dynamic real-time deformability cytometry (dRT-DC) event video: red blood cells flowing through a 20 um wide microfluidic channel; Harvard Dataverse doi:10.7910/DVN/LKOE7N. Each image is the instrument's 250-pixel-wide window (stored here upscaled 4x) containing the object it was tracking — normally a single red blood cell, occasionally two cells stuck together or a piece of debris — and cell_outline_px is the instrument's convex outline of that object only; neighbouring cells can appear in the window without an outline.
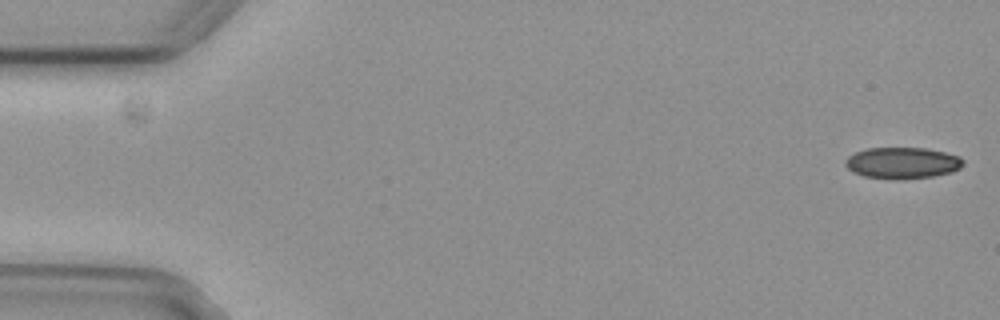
{"species": "common noctule bat (a hibernating species)", "species_latin": "Nyctalus noctula", "temperature_condition": "cold", "stored_images_in_passage": 55, "camera_frame_rate_fps": 3000, "um_per_image_px": 0.085, "animal": {"sex": "female", "body_mass_g": 29.2, "forearm_length_mm": 56.3}, "frame": {"image": 1, "passage_image": 1, "time_ms": 0.0, "image_size_px": [1000, 320], "cell_outline_px": [[964, 164], [960, 168], [952, 172], [932, 176], [904, 180], [864, 176], [848, 168], [844, 164], [844, 160], [848, 156], [856, 152], [868, 148], [924, 148], [944, 152], [960, 156], [964, 160]], "centroid_in_image_um": [76.73, 13.85], "position_along_channel_um": 8.3, "area_um2": 21.5}}
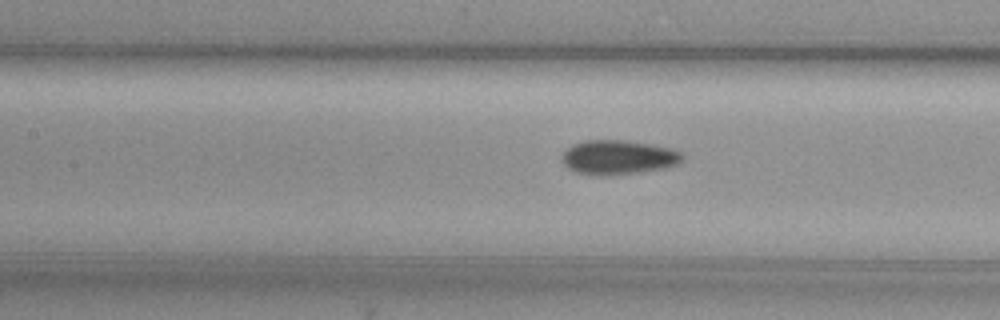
{"frame": {"image": 2, "passage_image": 24, "time_ms": 7.667, "image_size_px": [1000, 320], "cell_outline_px": [[684, 156], [676, 164], [668, 168], [640, 172], [604, 176], [592, 176], [576, 172], [568, 168], [564, 164], [564, 152], [572, 144], [584, 140], [628, 140], [652, 144], [672, 148], [680, 152]], "centroid_in_image_um": [52.57, 13.37], "position_along_channel_um": 154.8, "area_um2": 24.28}}
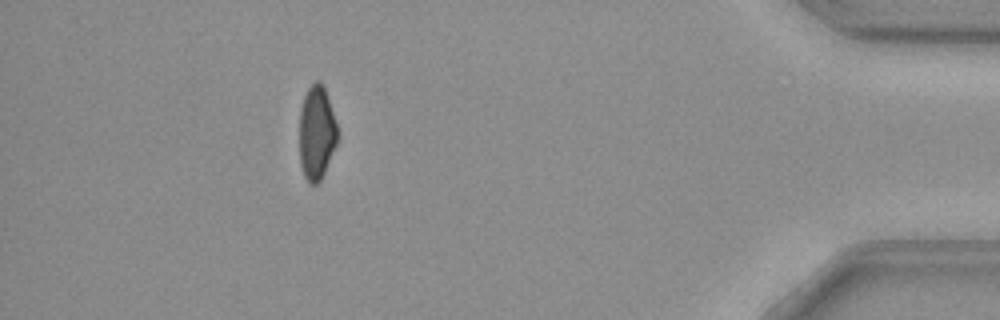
{"frame": {"image": 3, "passage_image": 49, "time_ms": 16.0, "image_size_px": [1000, 320], "cell_outline_px": [[336, 144], [324, 172], [320, 180], [316, 184], [312, 184], [304, 176], [300, 164], [300, 108], [304, 96], [308, 88], [316, 80], [320, 80], [324, 88], [336, 124]], "centroid_in_image_um": [26.88, 11.28], "position_along_channel_um": 408.3, "area_um2": 20.29}, "authors_computed_cell_mechanics": {"area_um2": 23.1778, "velocity_mm_per_s": 3.7467, "shape_relaxation_time_tau1_ms": null, "shape_relaxation_time_tau2_ms": 4.4554, "deformation_change_tau1": null, "deformation_change_tau2": 0.0701}}